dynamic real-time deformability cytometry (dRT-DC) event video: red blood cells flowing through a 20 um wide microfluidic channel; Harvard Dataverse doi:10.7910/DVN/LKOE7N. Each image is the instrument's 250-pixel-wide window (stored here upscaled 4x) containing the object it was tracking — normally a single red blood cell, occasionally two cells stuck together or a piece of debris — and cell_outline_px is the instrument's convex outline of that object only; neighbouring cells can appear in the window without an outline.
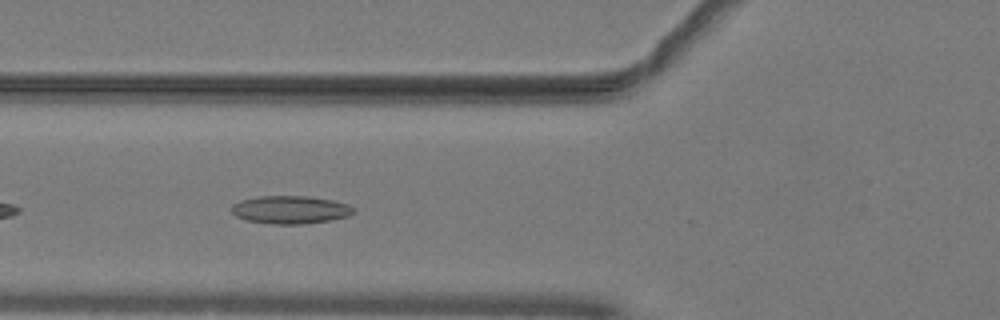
{"species": "common noctule bat (a hibernating species)", "species_latin": "Nyctalus noctula", "temperature_condition": "warm", "stored_images_in_passage": 31, "camera_frame_rate_fps": 3000, "um_per_image_px": 0.085, "animal": {"sex": "male", "body_mass_g": 19.2, "forearm_length_mm": 51.8}, "frame": {"image": 1, "passage_image": 5, "time_ms": 1.333, "image_size_px": [1000, 320], "cell_outline_px": [[352, 212], [348, 216], [328, 220], [304, 224], [272, 224], [248, 220], [236, 216], [232, 212], [232, 204], [240, 200], [260, 196], [308, 196], [332, 200], [348, 204], [352, 208]], "centroid_in_image_um": [24.64, 17.82], "position_along_channel_um": 101.2, "area_um2": 19.65}}
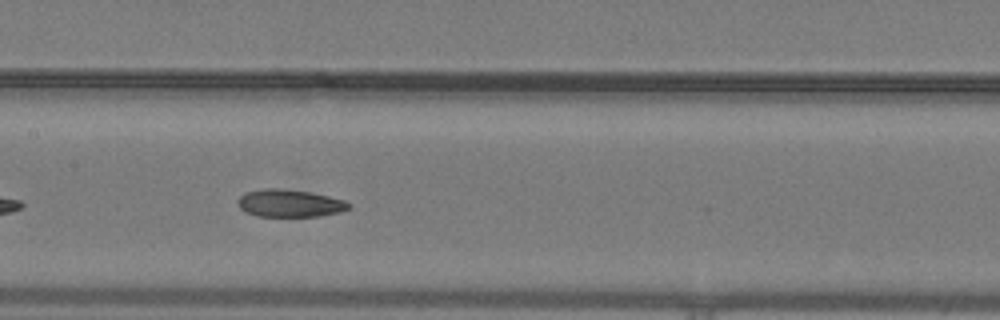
{"frame": {"image": 2, "passage_image": 11, "time_ms": 3.333, "image_size_px": [1000, 320], "cell_outline_px": [[352, 204], [348, 208], [340, 212], [320, 216], [256, 216], [240, 208], [240, 196], [244, 192], [264, 188], [280, 188], [308, 192], [328, 196], [344, 200]], "centroid_in_image_um": [24.64, 17.27], "position_along_channel_um": 182.8, "area_um2": 17.57}}
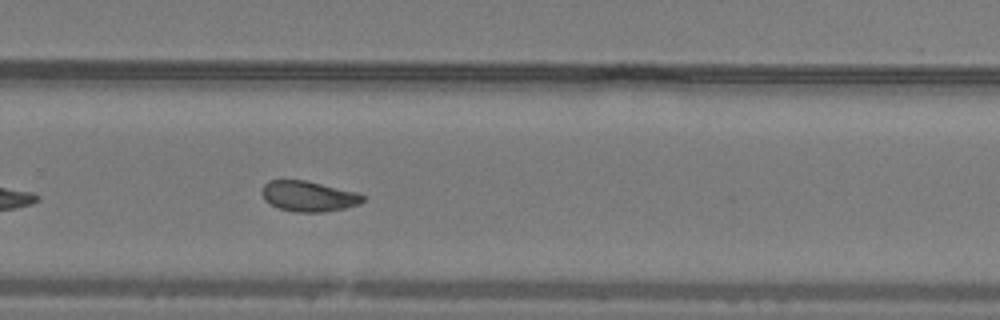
{"frame": {"image": 3, "passage_image": 20, "time_ms": 6.333, "image_size_px": [1000, 320], "cell_outline_px": [[364, 200], [360, 204], [344, 208], [324, 212], [296, 212], [280, 208], [264, 200], [260, 192], [260, 188], [268, 180], [304, 180], [360, 192], [364, 196]], "centroid_in_image_um": [26.23, 16.67], "position_along_channel_um": 303.6, "area_um2": 18.09}, "authors_computed_cell_mechanics": {"area_um2": 17.7446, "velocity_mm_per_s": 4.0522, "shape_relaxation_time_tau1_ms": null, "shape_relaxation_time_tau2_ms": 2.5747, "deformation_change_tau1": null, "deformation_change_tau2": 0.0797}}